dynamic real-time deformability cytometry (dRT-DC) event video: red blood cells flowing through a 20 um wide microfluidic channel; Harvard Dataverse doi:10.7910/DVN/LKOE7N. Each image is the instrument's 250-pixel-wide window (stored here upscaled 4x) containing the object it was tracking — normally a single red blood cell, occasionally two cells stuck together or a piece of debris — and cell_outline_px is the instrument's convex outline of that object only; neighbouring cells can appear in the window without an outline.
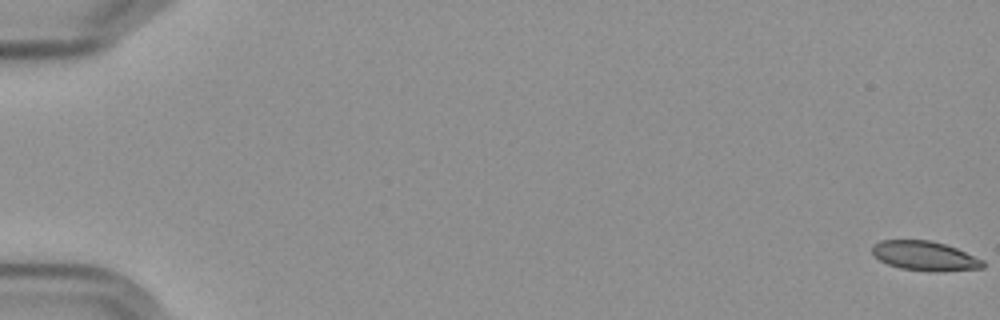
{"species": "Egyptian fruit bat (a non-hibernating species)", "species_latin": "Rousettus aegyptiacus", "temperature_condition": "cold", "stored_images_in_passage": 59, "camera_frame_rate_fps": 3000, "um_per_image_px": 0.085, "frame": {"image": 1, "passage_image": 1, "time_ms": 0.0, "image_size_px": [1000, 320], "cell_outline_px": [[984, 268], [940, 272], [936, 272], [900, 268], [888, 264], [880, 260], [872, 252], [872, 244], [880, 240], [932, 240], [956, 248], [984, 260]], "centroid_in_image_um": [78.62, 21.75], "position_along_channel_um": 6.4, "area_um2": 19.07}}
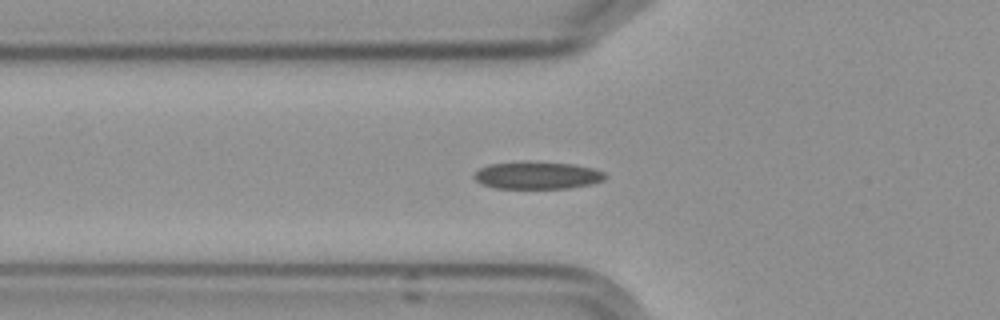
{"frame": {"image": 2, "passage_image": 22, "time_ms": 7.0, "image_size_px": [1000, 320], "cell_outline_px": [[608, 176], [604, 180], [592, 184], [568, 188], [492, 188], [480, 184], [472, 176], [480, 168], [488, 164], [576, 164], [596, 168], [604, 172]], "centroid_in_image_um": [45.72, 14.95], "position_along_channel_um": 80.1, "area_um2": 20.29}}
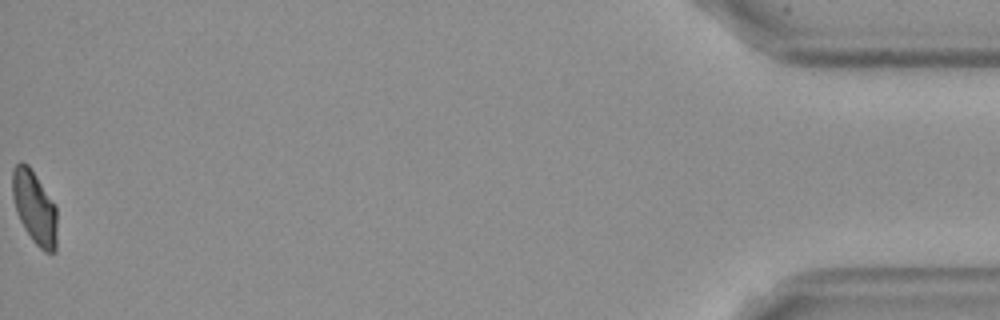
{"frame": {"image": 3, "passage_image": 59, "time_ms": 19.333, "image_size_px": [1000, 320], "cell_outline_px": [[56, 252], [44, 252], [32, 240], [24, 228], [16, 212], [12, 196], [12, 168], [20, 160], [28, 164], [56, 204]], "centroid_in_image_um": [2.92, 17.61], "position_along_channel_um": 432.3, "area_um2": 19.25}, "authors_computed_cell_mechanics": {"area_um2": 20.2878, "velocity_mm_per_s": 3.5826, "shape_relaxation_time_tau1_ms": 3.1749, "shape_relaxation_time_tau2_ms": 2.1397, "deformation_change_tau1": 0.1224, "deformation_change_tau2": 0.0836}}